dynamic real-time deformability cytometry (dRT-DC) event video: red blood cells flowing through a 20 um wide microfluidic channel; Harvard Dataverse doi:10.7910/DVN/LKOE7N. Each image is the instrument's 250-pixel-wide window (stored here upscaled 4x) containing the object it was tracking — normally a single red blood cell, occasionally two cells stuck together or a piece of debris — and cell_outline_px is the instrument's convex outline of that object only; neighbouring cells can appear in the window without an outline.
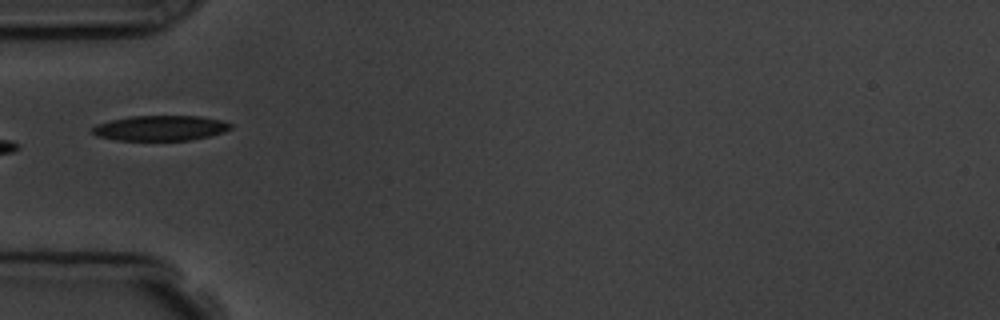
{"species": "common noctule bat (a hibernating species)", "species_latin": "Nyctalus noctula", "temperature_condition": "room temperature", "stored_images_in_passage": 5, "camera_frame_rate_fps": 3000, "um_per_image_px": 0.085, "animal": {"sex": "male", "body_mass_g": 19.5, "forearm_length_mm": 54.6}, "frame": {"image": 1, "passage_image": 5, "time_ms": 5.667, "image_size_px": [1000, 320], "cell_outline_px": [[232, 128], [224, 132], [212, 136], [192, 140], [116, 140], [96, 136], [92, 132], [92, 128], [96, 124], [128, 116], [200, 116], [220, 120], [232, 124]], "centroid_in_image_um": [13.65, 10.89], "position_along_channel_um": 71.4, "area_um2": 20.4}}